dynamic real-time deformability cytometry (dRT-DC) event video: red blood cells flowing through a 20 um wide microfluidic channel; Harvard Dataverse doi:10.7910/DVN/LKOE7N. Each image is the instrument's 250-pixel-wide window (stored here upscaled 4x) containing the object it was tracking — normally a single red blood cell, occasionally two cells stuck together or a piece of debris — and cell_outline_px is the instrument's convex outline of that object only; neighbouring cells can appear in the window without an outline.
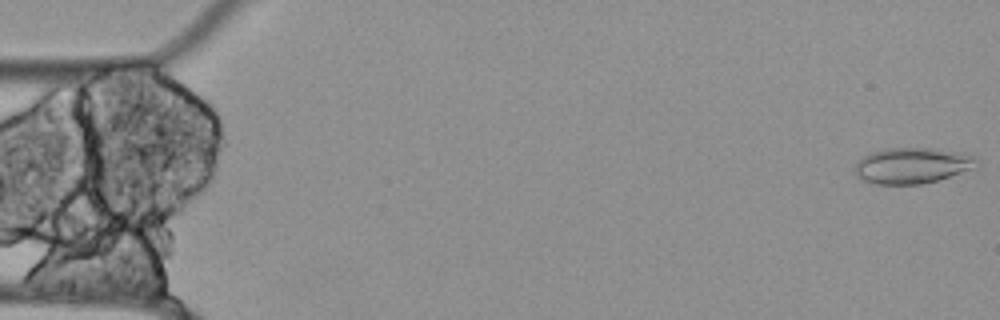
{"species": "Egyptian fruit bat (a non-hibernating species)", "species_latin": "Rousettus aegyptiacus", "temperature_condition": "cold", "stored_images_in_passage": 56, "camera_frame_rate_fps": 3000, "um_per_image_px": 0.085, "animal": {"sex": "female"}, "frame": {"image": 1, "passage_image": 1, "time_ms": 0.0, "image_size_px": [1000, 320], "cell_outline_px": [[976, 168], [936, 180], [920, 184], [876, 184], [864, 180], [856, 176], [856, 160], [872, 152], [888, 148], [928, 148], [960, 152], [976, 156]], "centroid_in_image_um": [77.54, 14.07], "position_along_channel_um": 7.5, "area_um2": 25.26}}
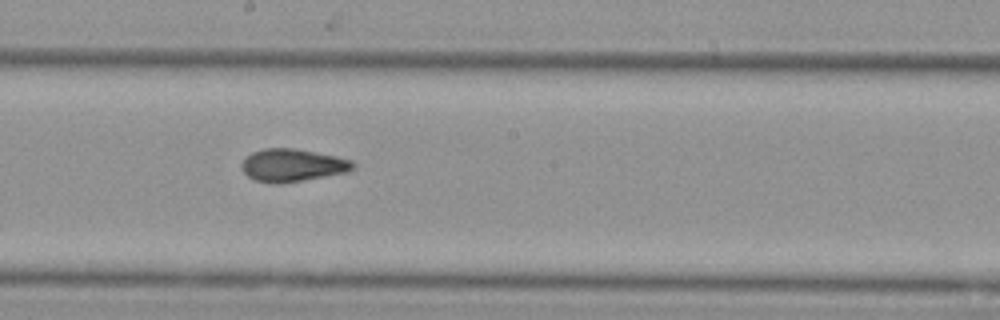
{"frame": {"image": 2, "passage_image": 30, "time_ms": 9.667, "image_size_px": [1000, 320], "cell_outline_px": [[356, 168], [348, 172], [280, 184], [276, 184], [256, 180], [248, 176], [240, 168], [240, 164], [252, 152], [264, 148], [296, 148], [336, 156], [352, 160], [356, 164]], "centroid_in_image_um": [24.88, 14.04], "position_along_channel_um": 223.3, "area_um2": 21.33}}
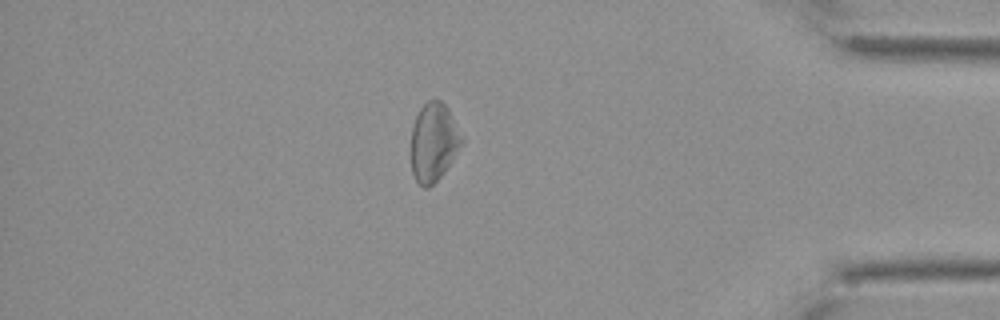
{"frame": {"image": 3, "passage_image": 48, "time_ms": 15.667, "image_size_px": [1000, 320], "cell_outline_px": [[464, 144], [444, 172], [428, 188], [424, 188], [416, 180], [412, 172], [412, 128], [416, 116], [420, 108], [428, 100], [440, 100], [448, 108], [464, 140]], "centroid_in_image_um": [36.88, 12.08], "position_along_channel_um": 398.3, "area_um2": 23.0}, "authors_computed_cell_mechanics": {"area_um2": 22.8021, "velocity_mm_per_s": 3.4975, "shape_relaxation_time_tau1_ms": null, "shape_relaxation_time_tau2_ms": 6.1419, "deformation_change_tau1": null, "deformation_change_tau2": 0.126}}